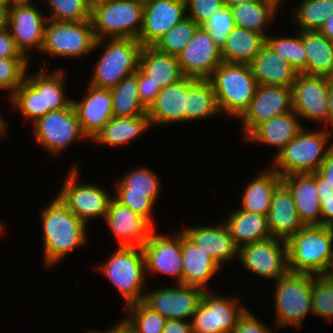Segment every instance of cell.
<instances>
[{"label": "cell", "mask_w": 333, "mask_h": 333, "mask_svg": "<svg viewBox=\"0 0 333 333\" xmlns=\"http://www.w3.org/2000/svg\"><path fill=\"white\" fill-rule=\"evenodd\" d=\"M261 1H265L268 2L272 5H274L277 9L280 10L281 6H282V2H285V0H261Z\"/></svg>", "instance_id": "cell-64"}, {"label": "cell", "mask_w": 333, "mask_h": 333, "mask_svg": "<svg viewBox=\"0 0 333 333\" xmlns=\"http://www.w3.org/2000/svg\"><path fill=\"white\" fill-rule=\"evenodd\" d=\"M300 119L294 110L278 115L258 125L245 140L277 148L276 156L305 126Z\"/></svg>", "instance_id": "cell-28"}, {"label": "cell", "mask_w": 333, "mask_h": 333, "mask_svg": "<svg viewBox=\"0 0 333 333\" xmlns=\"http://www.w3.org/2000/svg\"><path fill=\"white\" fill-rule=\"evenodd\" d=\"M199 27L195 21L186 17L166 32L153 47L163 53L177 56L186 48Z\"/></svg>", "instance_id": "cell-44"}, {"label": "cell", "mask_w": 333, "mask_h": 333, "mask_svg": "<svg viewBox=\"0 0 333 333\" xmlns=\"http://www.w3.org/2000/svg\"><path fill=\"white\" fill-rule=\"evenodd\" d=\"M325 37L333 41V14H331L319 30Z\"/></svg>", "instance_id": "cell-60"}, {"label": "cell", "mask_w": 333, "mask_h": 333, "mask_svg": "<svg viewBox=\"0 0 333 333\" xmlns=\"http://www.w3.org/2000/svg\"><path fill=\"white\" fill-rule=\"evenodd\" d=\"M316 173L322 177L327 184L333 186V146L329 149L327 157Z\"/></svg>", "instance_id": "cell-54"}, {"label": "cell", "mask_w": 333, "mask_h": 333, "mask_svg": "<svg viewBox=\"0 0 333 333\" xmlns=\"http://www.w3.org/2000/svg\"><path fill=\"white\" fill-rule=\"evenodd\" d=\"M208 79L221 114L233 120L248 109L259 85L250 64L222 62Z\"/></svg>", "instance_id": "cell-7"}, {"label": "cell", "mask_w": 333, "mask_h": 333, "mask_svg": "<svg viewBox=\"0 0 333 333\" xmlns=\"http://www.w3.org/2000/svg\"><path fill=\"white\" fill-rule=\"evenodd\" d=\"M144 3L138 0H108L91 8L96 39H138L143 24Z\"/></svg>", "instance_id": "cell-9"}, {"label": "cell", "mask_w": 333, "mask_h": 333, "mask_svg": "<svg viewBox=\"0 0 333 333\" xmlns=\"http://www.w3.org/2000/svg\"><path fill=\"white\" fill-rule=\"evenodd\" d=\"M2 112L0 111V141L4 137L8 136V125H7V120L4 118V113L1 114Z\"/></svg>", "instance_id": "cell-62"}, {"label": "cell", "mask_w": 333, "mask_h": 333, "mask_svg": "<svg viewBox=\"0 0 333 333\" xmlns=\"http://www.w3.org/2000/svg\"><path fill=\"white\" fill-rule=\"evenodd\" d=\"M151 128L147 115L113 117L90 142L94 145L120 147L129 144Z\"/></svg>", "instance_id": "cell-34"}, {"label": "cell", "mask_w": 333, "mask_h": 333, "mask_svg": "<svg viewBox=\"0 0 333 333\" xmlns=\"http://www.w3.org/2000/svg\"><path fill=\"white\" fill-rule=\"evenodd\" d=\"M155 172L144 166L133 168L114 182V188H129V192L146 193L157 204L162 182Z\"/></svg>", "instance_id": "cell-42"}, {"label": "cell", "mask_w": 333, "mask_h": 333, "mask_svg": "<svg viewBox=\"0 0 333 333\" xmlns=\"http://www.w3.org/2000/svg\"><path fill=\"white\" fill-rule=\"evenodd\" d=\"M267 219L271 236L285 242L304 227L293 196L283 183L273 193Z\"/></svg>", "instance_id": "cell-26"}, {"label": "cell", "mask_w": 333, "mask_h": 333, "mask_svg": "<svg viewBox=\"0 0 333 333\" xmlns=\"http://www.w3.org/2000/svg\"><path fill=\"white\" fill-rule=\"evenodd\" d=\"M250 66L259 85L291 88L298 74L289 62L284 61L267 44L254 57Z\"/></svg>", "instance_id": "cell-30"}, {"label": "cell", "mask_w": 333, "mask_h": 333, "mask_svg": "<svg viewBox=\"0 0 333 333\" xmlns=\"http://www.w3.org/2000/svg\"><path fill=\"white\" fill-rule=\"evenodd\" d=\"M34 139L54 157L78 141L91 142L83 133L72 102L58 111L48 112L32 124Z\"/></svg>", "instance_id": "cell-12"}, {"label": "cell", "mask_w": 333, "mask_h": 333, "mask_svg": "<svg viewBox=\"0 0 333 333\" xmlns=\"http://www.w3.org/2000/svg\"><path fill=\"white\" fill-rule=\"evenodd\" d=\"M238 263L243 270L275 282L289 271L287 243L278 238L249 243L239 248Z\"/></svg>", "instance_id": "cell-14"}, {"label": "cell", "mask_w": 333, "mask_h": 333, "mask_svg": "<svg viewBox=\"0 0 333 333\" xmlns=\"http://www.w3.org/2000/svg\"><path fill=\"white\" fill-rule=\"evenodd\" d=\"M49 11L47 19L79 22L91 20V7L86 0H42Z\"/></svg>", "instance_id": "cell-46"}, {"label": "cell", "mask_w": 333, "mask_h": 333, "mask_svg": "<svg viewBox=\"0 0 333 333\" xmlns=\"http://www.w3.org/2000/svg\"><path fill=\"white\" fill-rule=\"evenodd\" d=\"M303 129L276 156L271 167L281 176L314 173L327 157L333 146L332 132L325 128Z\"/></svg>", "instance_id": "cell-3"}, {"label": "cell", "mask_w": 333, "mask_h": 333, "mask_svg": "<svg viewBox=\"0 0 333 333\" xmlns=\"http://www.w3.org/2000/svg\"><path fill=\"white\" fill-rule=\"evenodd\" d=\"M228 215L224 216L223 222L239 248L272 237L268 228L267 215L241 209L232 210Z\"/></svg>", "instance_id": "cell-33"}, {"label": "cell", "mask_w": 333, "mask_h": 333, "mask_svg": "<svg viewBox=\"0 0 333 333\" xmlns=\"http://www.w3.org/2000/svg\"><path fill=\"white\" fill-rule=\"evenodd\" d=\"M4 232H7L5 230V225L2 223V220H0V237H3L4 236Z\"/></svg>", "instance_id": "cell-67"}, {"label": "cell", "mask_w": 333, "mask_h": 333, "mask_svg": "<svg viewBox=\"0 0 333 333\" xmlns=\"http://www.w3.org/2000/svg\"><path fill=\"white\" fill-rule=\"evenodd\" d=\"M205 291L199 287L173 284L147 289L143 303L167 321H190Z\"/></svg>", "instance_id": "cell-15"}, {"label": "cell", "mask_w": 333, "mask_h": 333, "mask_svg": "<svg viewBox=\"0 0 333 333\" xmlns=\"http://www.w3.org/2000/svg\"><path fill=\"white\" fill-rule=\"evenodd\" d=\"M108 0H86L87 4L92 8L94 5L105 2Z\"/></svg>", "instance_id": "cell-65"}, {"label": "cell", "mask_w": 333, "mask_h": 333, "mask_svg": "<svg viewBox=\"0 0 333 333\" xmlns=\"http://www.w3.org/2000/svg\"><path fill=\"white\" fill-rule=\"evenodd\" d=\"M326 276H328L330 278H333V258H332L330 268L328 269V272H327Z\"/></svg>", "instance_id": "cell-66"}, {"label": "cell", "mask_w": 333, "mask_h": 333, "mask_svg": "<svg viewBox=\"0 0 333 333\" xmlns=\"http://www.w3.org/2000/svg\"><path fill=\"white\" fill-rule=\"evenodd\" d=\"M83 97L72 99L83 133L92 141L103 127L112 119L111 89L87 85Z\"/></svg>", "instance_id": "cell-24"}, {"label": "cell", "mask_w": 333, "mask_h": 333, "mask_svg": "<svg viewBox=\"0 0 333 333\" xmlns=\"http://www.w3.org/2000/svg\"><path fill=\"white\" fill-rule=\"evenodd\" d=\"M86 333H130L129 328L127 325L120 319V321H116V323L109 329L106 330H95V329H89L86 331Z\"/></svg>", "instance_id": "cell-58"}, {"label": "cell", "mask_w": 333, "mask_h": 333, "mask_svg": "<svg viewBox=\"0 0 333 333\" xmlns=\"http://www.w3.org/2000/svg\"><path fill=\"white\" fill-rule=\"evenodd\" d=\"M237 27L253 30L265 36L268 27L275 23L277 9L274 5L265 1H249L246 3L236 4L230 7ZM266 29V30H265Z\"/></svg>", "instance_id": "cell-38"}, {"label": "cell", "mask_w": 333, "mask_h": 333, "mask_svg": "<svg viewBox=\"0 0 333 333\" xmlns=\"http://www.w3.org/2000/svg\"><path fill=\"white\" fill-rule=\"evenodd\" d=\"M114 249L104 262L95 266L96 270L118 290L125 306L143 302L148 278L142 247L116 246Z\"/></svg>", "instance_id": "cell-6"}, {"label": "cell", "mask_w": 333, "mask_h": 333, "mask_svg": "<svg viewBox=\"0 0 333 333\" xmlns=\"http://www.w3.org/2000/svg\"><path fill=\"white\" fill-rule=\"evenodd\" d=\"M113 191L115 192L113 197L119 203L139 214L153 228H156L153 214L156 203L146 193L129 192V188H114Z\"/></svg>", "instance_id": "cell-48"}, {"label": "cell", "mask_w": 333, "mask_h": 333, "mask_svg": "<svg viewBox=\"0 0 333 333\" xmlns=\"http://www.w3.org/2000/svg\"><path fill=\"white\" fill-rule=\"evenodd\" d=\"M186 17V0H152L144 3L143 24L138 40L143 47L153 46Z\"/></svg>", "instance_id": "cell-21"}, {"label": "cell", "mask_w": 333, "mask_h": 333, "mask_svg": "<svg viewBox=\"0 0 333 333\" xmlns=\"http://www.w3.org/2000/svg\"><path fill=\"white\" fill-rule=\"evenodd\" d=\"M291 111H293L291 88L258 85L248 109L239 118L244 137L242 139L261 123Z\"/></svg>", "instance_id": "cell-19"}, {"label": "cell", "mask_w": 333, "mask_h": 333, "mask_svg": "<svg viewBox=\"0 0 333 333\" xmlns=\"http://www.w3.org/2000/svg\"><path fill=\"white\" fill-rule=\"evenodd\" d=\"M40 58L44 65L39 66L34 75L27 71L25 81L8 100L9 106L20 111L18 113L23 116L22 121H29L31 125L48 112L66 108L72 102L65 90L67 85L64 81L67 76L64 69L59 67L51 72L47 71L48 58Z\"/></svg>", "instance_id": "cell-1"}, {"label": "cell", "mask_w": 333, "mask_h": 333, "mask_svg": "<svg viewBox=\"0 0 333 333\" xmlns=\"http://www.w3.org/2000/svg\"><path fill=\"white\" fill-rule=\"evenodd\" d=\"M265 45V35L236 26L228 34L221 57L225 63L250 64Z\"/></svg>", "instance_id": "cell-36"}, {"label": "cell", "mask_w": 333, "mask_h": 333, "mask_svg": "<svg viewBox=\"0 0 333 333\" xmlns=\"http://www.w3.org/2000/svg\"><path fill=\"white\" fill-rule=\"evenodd\" d=\"M316 188L319 200L333 198V186L316 173Z\"/></svg>", "instance_id": "cell-57"}, {"label": "cell", "mask_w": 333, "mask_h": 333, "mask_svg": "<svg viewBox=\"0 0 333 333\" xmlns=\"http://www.w3.org/2000/svg\"><path fill=\"white\" fill-rule=\"evenodd\" d=\"M253 313L248 307L231 333H272L273 330L275 331V329H272L273 326L270 328Z\"/></svg>", "instance_id": "cell-51"}, {"label": "cell", "mask_w": 333, "mask_h": 333, "mask_svg": "<svg viewBox=\"0 0 333 333\" xmlns=\"http://www.w3.org/2000/svg\"><path fill=\"white\" fill-rule=\"evenodd\" d=\"M127 316L120 318L129 328L130 333H162L167 320L147 307L143 302L129 304Z\"/></svg>", "instance_id": "cell-43"}, {"label": "cell", "mask_w": 333, "mask_h": 333, "mask_svg": "<svg viewBox=\"0 0 333 333\" xmlns=\"http://www.w3.org/2000/svg\"><path fill=\"white\" fill-rule=\"evenodd\" d=\"M182 284L210 291L209 280L221 267L206 253L199 250L181 230Z\"/></svg>", "instance_id": "cell-29"}, {"label": "cell", "mask_w": 333, "mask_h": 333, "mask_svg": "<svg viewBox=\"0 0 333 333\" xmlns=\"http://www.w3.org/2000/svg\"><path fill=\"white\" fill-rule=\"evenodd\" d=\"M291 192L298 215L304 226L321 225V202L317 195L316 172L282 177Z\"/></svg>", "instance_id": "cell-27"}, {"label": "cell", "mask_w": 333, "mask_h": 333, "mask_svg": "<svg viewBox=\"0 0 333 333\" xmlns=\"http://www.w3.org/2000/svg\"><path fill=\"white\" fill-rule=\"evenodd\" d=\"M138 68L161 89L185 77L177 56L158 51L153 46L142 47Z\"/></svg>", "instance_id": "cell-32"}, {"label": "cell", "mask_w": 333, "mask_h": 333, "mask_svg": "<svg viewBox=\"0 0 333 333\" xmlns=\"http://www.w3.org/2000/svg\"><path fill=\"white\" fill-rule=\"evenodd\" d=\"M1 58H26L16 48L14 39L8 28L0 32V59Z\"/></svg>", "instance_id": "cell-53"}, {"label": "cell", "mask_w": 333, "mask_h": 333, "mask_svg": "<svg viewBox=\"0 0 333 333\" xmlns=\"http://www.w3.org/2000/svg\"><path fill=\"white\" fill-rule=\"evenodd\" d=\"M187 76L161 89L147 109L151 127L185 123Z\"/></svg>", "instance_id": "cell-25"}, {"label": "cell", "mask_w": 333, "mask_h": 333, "mask_svg": "<svg viewBox=\"0 0 333 333\" xmlns=\"http://www.w3.org/2000/svg\"><path fill=\"white\" fill-rule=\"evenodd\" d=\"M39 217L43 232V262L46 269L61 263L64 257L81 246H86L88 225L80 220L57 196L45 207Z\"/></svg>", "instance_id": "cell-2"}, {"label": "cell", "mask_w": 333, "mask_h": 333, "mask_svg": "<svg viewBox=\"0 0 333 333\" xmlns=\"http://www.w3.org/2000/svg\"><path fill=\"white\" fill-rule=\"evenodd\" d=\"M306 53V74L333 78V41L320 31H300Z\"/></svg>", "instance_id": "cell-37"}, {"label": "cell", "mask_w": 333, "mask_h": 333, "mask_svg": "<svg viewBox=\"0 0 333 333\" xmlns=\"http://www.w3.org/2000/svg\"><path fill=\"white\" fill-rule=\"evenodd\" d=\"M71 164L56 196L87 225L92 219L104 220L113 196L100 185L80 181L79 163L75 161Z\"/></svg>", "instance_id": "cell-10"}, {"label": "cell", "mask_w": 333, "mask_h": 333, "mask_svg": "<svg viewBox=\"0 0 333 333\" xmlns=\"http://www.w3.org/2000/svg\"><path fill=\"white\" fill-rule=\"evenodd\" d=\"M312 312L327 324L333 321V278L311 274Z\"/></svg>", "instance_id": "cell-45"}, {"label": "cell", "mask_w": 333, "mask_h": 333, "mask_svg": "<svg viewBox=\"0 0 333 333\" xmlns=\"http://www.w3.org/2000/svg\"><path fill=\"white\" fill-rule=\"evenodd\" d=\"M177 58L185 76L199 79H208L223 62L221 49L201 27Z\"/></svg>", "instance_id": "cell-22"}, {"label": "cell", "mask_w": 333, "mask_h": 333, "mask_svg": "<svg viewBox=\"0 0 333 333\" xmlns=\"http://www.w3.org/2000/svg\"><path fill=\"white\" fill-rule=\"evenodd\" d=\"M223 6L222 0H186L187 17L200 26Z\"/></svg>", "instance_id": "cell-50"}, {"label": "cell", "mask_w": 333, "mask_h": 333, "mask_svg": "<svg viewBox=\"0 0 333 333\" xmlns=\"http://www.w3.org/2000/svg\"><path fill=\"white\" fill-rule=\"evenodd\" d=\"M109 232L118 241L116 246L142 247L154 229L143 217L119 203L114 197L109 202L104 219Z\"/></svg>", "instance_id": "cell-23"}, {"label": "cell", "mask_w": 333, "mask_h": 333, "mask_svg": "<svg viewBox=\"0 0 333 333\" xmlns=\"http://www.w3.org/2000/svg\"><path fill=\"white\" fill-rule=\"evenodd\" d=\"M205 291L191 320L192 333H231L248 309L236 294Z\"/></svg>", "instance_id": "cell-13"}, {"label": "cell", "mask_w": 333, "mask_h": 333, "mask_svg": "<svg viewBox=\"0 0 333 333\" xmlns=\"http://www.w3.org/2000/svg\"><path fill=\"white\" fill-rule=\"evenodd\" d=\"M30 60L27 58L0 59V90L8 93L9 100L16 89L25 81Z\"/></svg>", "instance_id": "cell-47"}, {"label": "cell", "mask_w": 333, "mask_h": 333, "mask_svg": "<svg viewBox=\"0 0 333 333\" xmlns=\"http://www.w3.org/2000/svg\"><path fill=\"white\" fill-rule=\"evenodd\" d=\"M162 333H192V324L185 320H169Z\"/></svg>", "instance_id": "cell-55"}, {"label": "cell", "mask_w": 333, "mask_h": 333, "mask_svg": "<svg viewBox=\"0 0 333 333\" xmlns=\"http://www.w3.org/2000/svg\"><path fill=\"white\" fill-rule=\"evenodd\" d=\"M200 27L207 31L214 43L222 49L228 34L236 27L230 7L223 6L203 22Z\"/></svg>", "instance_id": "cell-49"}, {"label": "cell", "mask_w": 333, "mask_h": 333, "mask_svg": "<svg viewBox=\"0 0 333 333\" xmlns=\"http://www.w3.org/2000/svg\"><path fill=\"white\" fill-rule=\"evenodd\" d=\"M321 225L333 227V198L321 201Z\"/></svg>", "instance_id": "cell-56"}, {"label": "cell", "mask_w": 333, "mask_h": 333, "mask_svg": "<svg viewBox=\"0 0 333 333\" xmlns=\"http://www.w3.org/2000/svg\"><path fill=\"white\" fill-rule=\"evenodd\" d=\"M294 7L290 22L298 31H319L333 14V0H300Z\"/></svg>", "instance_id": "cell-40"}, {"label": "cell", "mask_w": 333, "mask_h": 333, "mask_svg": "<svg viewBox=\"0 0 333 333\" xmlns=\"http://www.w3.org/2000/svg\"><path fill=\"white\" fill-rule=\"evenodd\" d=\"M0 3L10 7L14 3V0H0Z\"/></svg>", "instance_id": "cell-68"}, {"label": "cell", "mask_w": 333, "mask_h": 333, "mask_svg": "<svg viewBox=\"0 0 333 333\" xmlns=\"http://www.w3.org/2000/svg\"><path fill=\"white\" fill-rule=\"evenodd\" d=\"M330 77L298 73L291 87L293 110L303 121L325 124L329 112Z\"/></svg>", "instance_id": "cell-18"}, {"label": "cell", "mask_w": 333, "mask_h": 333, "mask_svg": "<svg viewBox=\"0 0 333 333\" xmlns=\"http://www.w3.org/2000/svg\"><path fill=\"white\" fill-rule=\"evenodd\" d=\"M328 98H329V112H328L327 122L325 123V126L323 128L333 133V78H330V88L328 91Z\"/></svg>", "instance_id": "cell-59"}, {"label": "cell", "mask_w": 333, "mask_h": 333, "mask_svg": "<svg viewBox=\"0 0 333 333\" xmlns=\"http://www.w3.org/2000/svg\"><path fill=\"white\" fill-rule=\"evenodd\" d=\"M41 11L34 2H15L8 8L7 28L16 48L28 60L30 52L42 50L47 16Z\"/></svg>", "instance_id": "cell-17"}, {"label": "cell", "mask_w": 333, "mask_h": 333, "mask_svg": "<svg viewBox=\"0 0 333 333\" xmlns=\"http://www.w3.org/2000/svg\"><path fill=\"white\" fill-rule=\"evenodd\" d=\"M184 235L201 251L208 254L221 268L239 259V247L222 221L214 225L188 226Z\"/></svg>", "instance_id": "cell-20"}, {"label": "cell", "mask_w": 333, "mask_h": 333, "mask_svg": "<svg viewBox=\"0 0 333 333\" xmlns=\"http://www.w3.org/2000/svg\"><path fill=\"white\" fill-rule=\"evenodd\" d=\"M286 243L289 271L327 274L333 258V227L304 226Z\"/></svg>", "instance_id": "cell-4"}, {"label": "cell", "mask_w": 333, "mask_h": 333, "mask_svg": "<svg viewBox=\"0 0 333 333\" xmlns=\"http://www.w3.org/2000/svg\"><path fill=\"white\" fill-rule=\"evenodd\" d=\"M142 47L141 42L133 38L97 39L94 51H102L87 84L105 89L115 87L137 71Z\"/></svg>", "instance_id": "cell-5"}, {"label": "cell", "mask_w": 333, "mask_h": 333, "mask_svg": "<svg viewBox=\"0 0 333 333\" xmlns=\"http://www.w3.org/2000/svg\"><path fill=\"white\" fill-rule=\"evenodd\" d=\"M273 284L275 329L291 326L300 330L306 317L313 314L311 274L288 271Z\"/></svg>", "instance_id": "cell-8"}, {"label": "cell", "mask_w": 333, "mask_h": 333, "mask_svg": "<svg viewBox=\"0 0 333 333\" xmlns=\"http://www.w3.org/2000/svg\"><path fill=\"white\" fill-rule=\"evenodd\" d=\"M266 44L289 62L297 73L306 74V53L302 41V33L297 30L296 35L287 36L284 33L268 34Z\"/></svg>", "instance_id": "cell-41"}, {"label": "cell", "mask_w": 333, "mask_h": 333, "mask_svg": "<svg viewBox=\"0 0 333 333\" xmlns=\"http://www.w3.org/2000/svg\"><path fill=\"white\" fill-rule=\"evenodd\" d=\"M111 96L114 117L147 115V108L141 103L138 94V69L111 88Z\"/></svg>", "instance_id": "cell-39"}, {"label": "cell", "mask_w": 333, "mask_h": 333, "mask_svg": "<svg viewBox=\"0 0 333 333\" xmlns=\"http://www.w3.org/2000/svg\"><path fill=\"white\" fill-rule=\"evenodd\" d=\"M161 91L158 85H155L150 81V78L146 76L138 68V94L141 103L148 109L154 102L156 96Z\"/></svg>", "instance_id": "cell-52"}, {"label": "cell", "mask_w": 333, "mask_h": 333, "mask_svg": "<svg viewBox=\"0 0 333 333\" xmlns=\"http://www.w3.org/2000/svg\"><path fill=\"white\" fill-rule=\"evenodd\" d=\"M249 1H259V0H222L223 5L227 7H232L236 4L246 3Z\"/></svg>", "instance_id": "cell-63"}, {"label": "cell", "mask_w": 333, "mask_h": 333, "mask_svg": "<svg viewBox=\"0 0 333 333\" xmlns=\"http://www.w3.org/2000/svg\"><path fill=\"white\" fill-rule=\"evenodd\" d=\"M222 115L209 79L187 76L185 122Z\"/></svg>", "instance_id": "cell-35"}, {"label": "cell", "mask_w": 333, "mask_h": 333, "mask_svg": "<svg viewBox=\"0 0 333 333\" xmlns=\"http://www.w3.org/2000/svg\"><path fill=\"white\" fill-rule=\"evenodd\" d=\"M282 183V177L270 166L258 174L244 186L241 204L238 209L252 213L267 215L270 210L274 191Z\"/></svg>", "instance_id": "cell-31"}, {"label": "cell", "mask_w": 333, "mask_h": 333, "mask_svg": "<svg viewBox=\"0 0 333 333\" xmlns=\"http://www.w3.org/2000/svg\"><path fill=\"white\" fill-rule=\"evenodd\" d=\"M33 1H35V0H14V3L15 2H33Z\"/></svg>", "instance_id": "cell-69"}, {"label": "cell", "mask_w": 333, "mask_h": 333, "mask_svg": "<svg viewBox=\"0 0 333 333\" xmlns=\"http://www.w3.org/2000/svg\"><path fill=\"white\" fill-rule=\"evenodd\" d=\"M8 6L0 3V32L7 29Z\"/></svg>", "instance_id": "cell-61"}, {"label": "cell", "mask_w": 333, "mask_h": 333, "mask_svg": "<svg viewBox=\"0 0 333 333\" xmlns=\"http://www.w3.org/2000/svg\"><path fill=\"white\" fill-rule=\"evenodd\" d=\"M138 1L141 2V3H147V2L152 1V0H138Z\"/></svg>", "instance_id": "cell-70"}, {"label": "cell", "mask_w": 333, "mask_h": 333, "mask_svg": "<svg viewBox=\"0 0 333 333\" xmlns=\"http://www.w3.org/2000/svg\"><path fill=\"white\" fill-rule=\"evenodd\" d=\"M96 36L91 20L70 22L47 19L40 55L77 59L94 52Z\"/></svg>", "instance_id": "cell-11"}, {"label": "cell", "mask_w": 333, "mask_h": 333, "mask_svg": "<svg viewBox=\"0 0 333 333\" xmlns=\"http://www.w3.org/2000/svg\"><path fill=\"white\" fill-rule=\"evenodd\" d=\"M169 234L154 228L142 246L146 275L158 273L174 278L175 284H182L181 228Z\"/></svg>", "instance_id": "cell-16"}]
</instances>
